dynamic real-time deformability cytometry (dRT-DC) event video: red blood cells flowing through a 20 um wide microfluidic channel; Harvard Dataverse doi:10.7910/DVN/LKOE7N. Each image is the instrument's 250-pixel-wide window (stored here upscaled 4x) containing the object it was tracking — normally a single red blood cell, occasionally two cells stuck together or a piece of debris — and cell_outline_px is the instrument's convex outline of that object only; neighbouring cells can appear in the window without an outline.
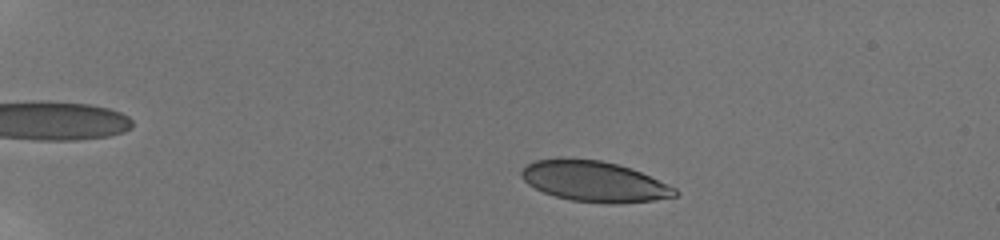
{"species": "human", "species_latin": "Homo sapiens", "temperature_condition": "room temperature", "stored_images_in_passage": 14, "camera_frame_rate_fps": 3000, "um_per_image_px": 0.085, "donor": {"sex": "male"}, "frame": {"image": 1, "passage_image": 3, "time_ms": 1.667, "image_size_px": [1000, 240], "cell_outline_px": [[680, 192], [676, 196], [652, 200], [620, 204], [604, 204], [572, 200], [556, 196], [544, 192], [528, 184], [520, 176], [520, 172], [528, 164], [536, 160], [600, 160], [632, 168], [676, 188]], "centroid_in_image_um": [50.56, 15.45], "position_along_channel_um": 34.4, "area_um2": 35.72}}
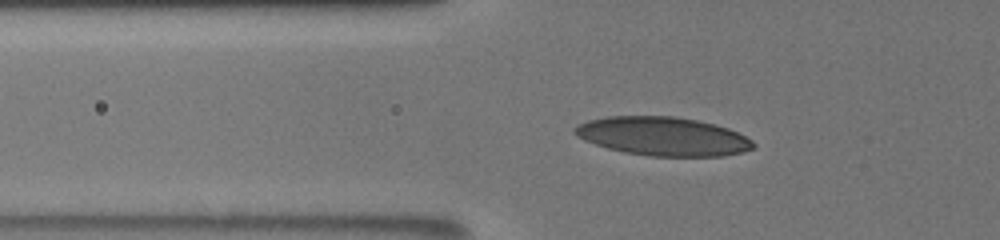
{"frame": {"image": 2, "passage_image": 8, "time_ms": 5.0, "image_size_px": [1000, 240], "cell_outline_px": [[756, 148], [744, 152], [724, 156], [648, 156], [624, 152], [608, 148], [584, 140], [576, 136], [572, 132], [572, 128], [588, 120], [608, 116], [672, 116], [696, 120], [728, 128], [752, 140], [756, 144]], "centroid_in_image_um": [56.35, 11.59], "position_along_channel_um": 69.5, "area_um2": 40.29}}
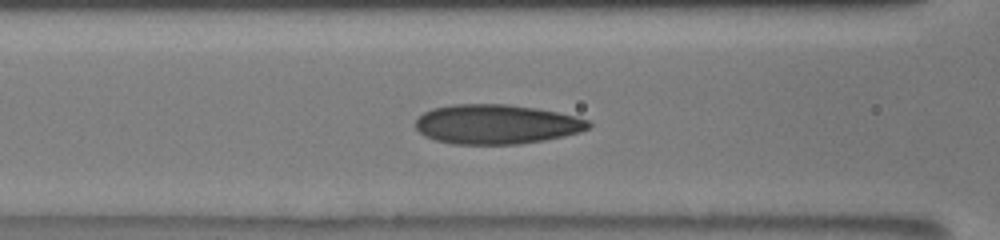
{"frame": {"image": 3, "passage_image": 13, "time_ms": 6.667, "image_size_px": [1000, 240], "cell_outline_px": [[592, 124], [588, 128], [580, 132], [564, 136], [544, 140], [520, 144], [452, 144], [436, 140], [424, 136], [416, 128], [416, 120], [424, 112], [432, 108], [452, 104], [508, 104], [536, 108], [576, 116], [588, 120]], "centroid_in_image_um": [42.19, 10.56], "position_along_channel_um": 124.4, "area_um2": 39.94}}